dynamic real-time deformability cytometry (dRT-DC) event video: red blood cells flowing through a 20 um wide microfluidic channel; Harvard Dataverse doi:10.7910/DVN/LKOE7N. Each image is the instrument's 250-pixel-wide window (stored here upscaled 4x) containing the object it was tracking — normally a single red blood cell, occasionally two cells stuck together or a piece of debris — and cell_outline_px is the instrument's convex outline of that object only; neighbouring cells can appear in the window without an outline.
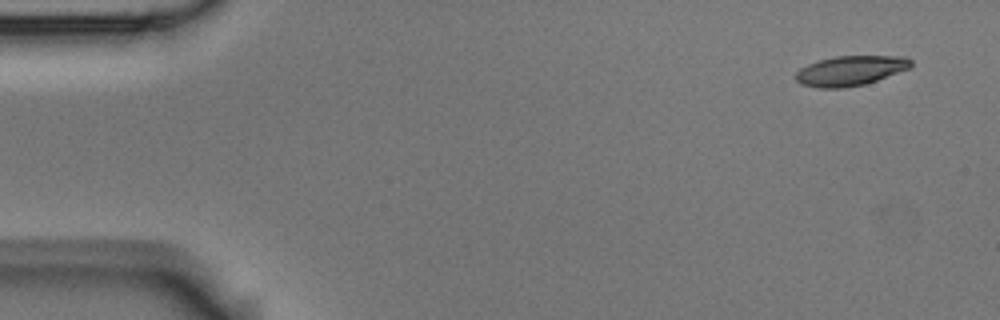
{"species": "Egyptian fruit bat (a non-hibernating species)", "species_latin": "Rousettus aegyptiacus", "temperature_condition": "room temperature", "stored_images_in_passage": 4, "camera_frame_rate_fps": 3000, "um_per_image_px": 0.085, "animal": {"sex": "male"}, "frame": {"image": 1, "passage_image": 1, "time_ms": 0.0, "image_size_px": [1000, 320], "cell_outline_px": [[912, 68], [864, 84], [844, 88], [820, 88], [800, 84], [796, 80], [796, 72], [800, 68], [808, 64], [820, 60], [836, 56], [908, 56], [912, 60]], "centroid_in_image_um": [72.32, 6.0], "position_along_channel_um": 12.7, "area_um2": 20.11}}
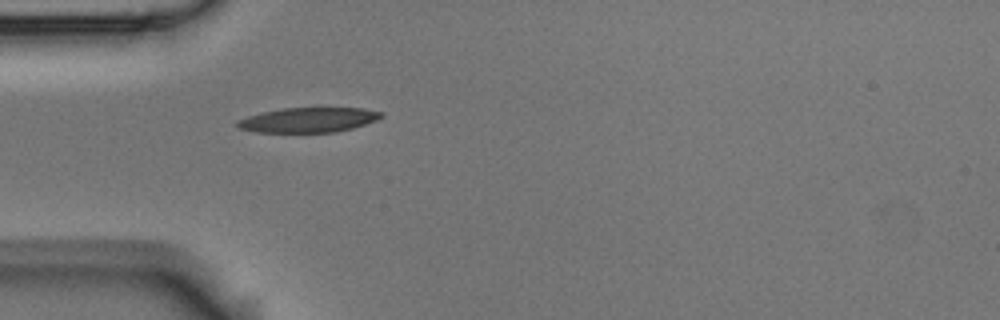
{"frame": {"image": 2, "passage_image": 4, "time_ms": 1.0, "image_size_px": [1000, 320], "cell_outline_px": [[384, 116], [376, 120], [352, 128], [336, 132], [256, 132], [240, 128], [236, 124], [236, 120], [248, 116], [264, 112], [284, 108], [364, 108], [384, 112]], "centroid_in_image_um": [26.24, 10.19], "position_along_channel_um": 58.8, "area_um2": 20.69}}